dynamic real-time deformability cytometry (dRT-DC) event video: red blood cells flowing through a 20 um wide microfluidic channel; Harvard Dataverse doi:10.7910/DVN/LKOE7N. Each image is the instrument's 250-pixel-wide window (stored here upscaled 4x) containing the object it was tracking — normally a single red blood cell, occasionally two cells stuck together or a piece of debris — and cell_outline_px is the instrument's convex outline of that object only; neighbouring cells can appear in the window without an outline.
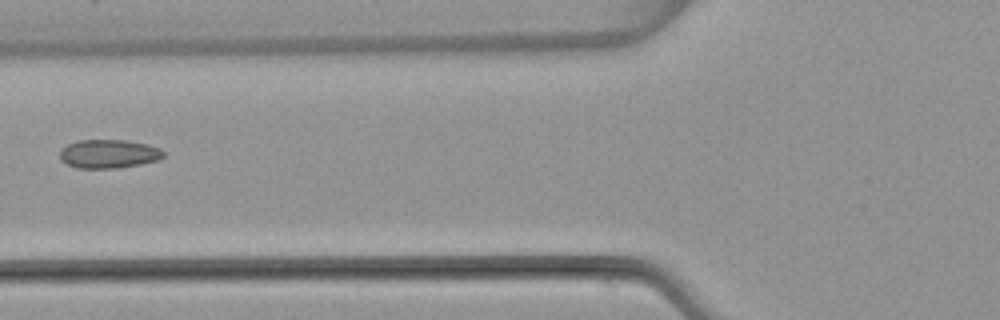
{"species": "common noctule bat (a hibernating species)", "species_latin": "Nyctalus noctula", "temperature_condition": "warm", "stored_images_in_passage": 5, "camera_frame_rate_fps": 3000, "um_per_image_px": 0.085, "animal": {"sex": "female", "body_mass_g": 22.7, "forearm_length_mm": 54.2}, "frame": {"image": 1, "passage_image": 5, "time_ms": 5.667, "image_size_px": [1000, 320], "cell_outline_px": [[164, 156], [156, 160], [140, 164], [116, 168], [76, 168], [60, 160], [60, 152], [68, 144], [76, 140], [124, 140], [148, 144], [160, 148], [164, 152]], "centroid_in_image_um": [9.23, 13.07], "position_along_channel_um": 116.6, "area_um2": 17.22}}